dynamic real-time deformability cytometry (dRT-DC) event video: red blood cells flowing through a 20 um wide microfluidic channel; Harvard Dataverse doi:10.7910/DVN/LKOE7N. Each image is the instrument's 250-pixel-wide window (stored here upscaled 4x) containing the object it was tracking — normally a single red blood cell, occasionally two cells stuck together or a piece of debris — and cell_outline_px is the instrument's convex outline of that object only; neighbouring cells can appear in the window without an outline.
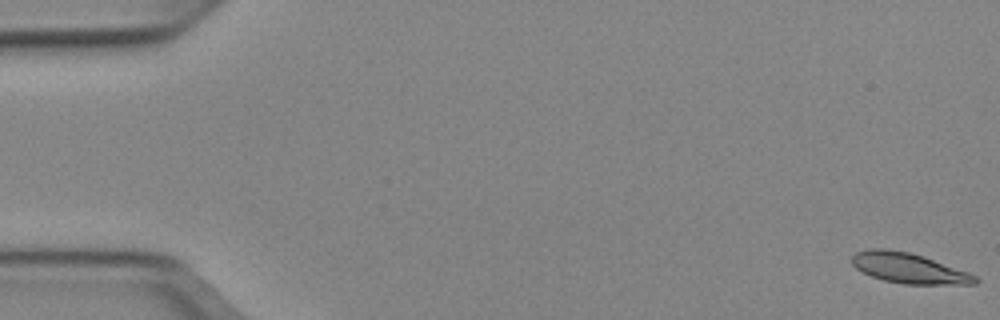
{"species": "Egyptian fruit bat (a non-hibernating species)", "species_latin": "Rousettus aegyptiacus", "temperature_condition": "cold", "stored_images_in_passage": 52, "camera_frame_rate_fps": 3000, "um_per_image_px": 0.085, "animal": {"sex": "female"}, "frame": {"image": 1, "passage_image": 1, "time_ms": 0.0, "image_size_px": [1000, 320], "cell_outline_px": [[980, 280], [976, 284], [904, 284], [884, 280], [872, 276], [856, 268], [852, 264], [852, 256], [856, 252], [868, 248], [884, 248], [908, 252], [924, 256], [968, 272], [976, 276]], "centroid_in_image_um": [77.25, 22.78], "position_along_channel_um": 7.7, "area_um2": 21.68}}
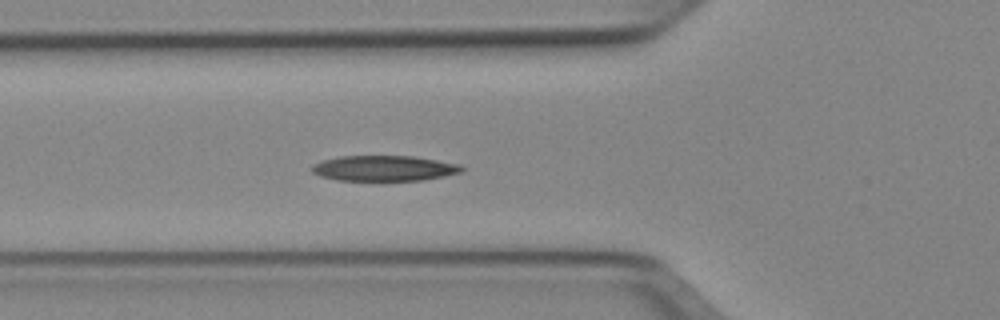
{"frame": {"image": 2, "passage_image": 19, "time_ms": 6.0, "image_size_px": [1000, 320], "cell_outline_px": [[464, 172], [424, 180], [336, 180], [320, 176], [312, 172], [312, 164], [324, 160], [340, 156], [412, 156], [460, 164], [464, 168]], "centroid_in_image_um": [32.67, 14.3], "position_along_channel_um": 93.1, "area_um2": 22.2}}
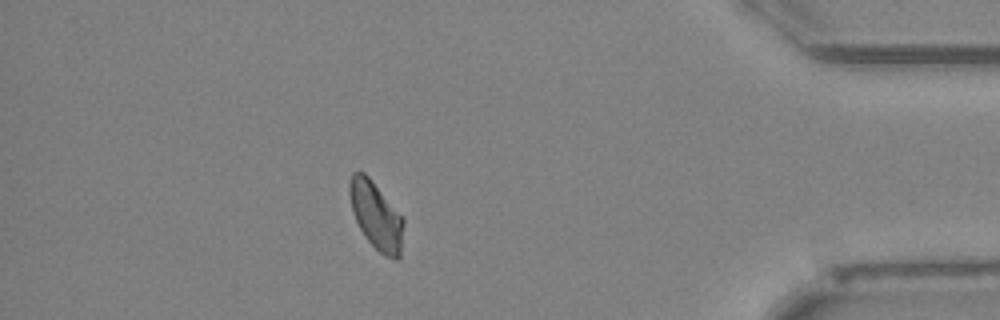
{"frame": {"image": 3, "passage_image": 46, "time_ms": 15.0, "image_size_px": [1000, 320], "cell_outline_px": [[404, 224], [400, 256], [396, 260], [384, 256], [364, 236], [352, 212], [348, 192], [348, 184], [352, 172], [364, 172], [368, 176], [404, 220]], "centroid_in_image_um": [31.94, 18.33], "position_along_channel_um": 403.3, "area_um2": 20.98}, "authors_computed_cell_mechanics": {"area_um2": 21.7906, "velocity_mm_per_s": 3.9116, "shape_relaxation_time_tau1_ms": 3.7052, "shape_relaxation_time_tau2_ms": null, "deformation_change_tau1": 0.127, "deformation_change_tau2": null}}